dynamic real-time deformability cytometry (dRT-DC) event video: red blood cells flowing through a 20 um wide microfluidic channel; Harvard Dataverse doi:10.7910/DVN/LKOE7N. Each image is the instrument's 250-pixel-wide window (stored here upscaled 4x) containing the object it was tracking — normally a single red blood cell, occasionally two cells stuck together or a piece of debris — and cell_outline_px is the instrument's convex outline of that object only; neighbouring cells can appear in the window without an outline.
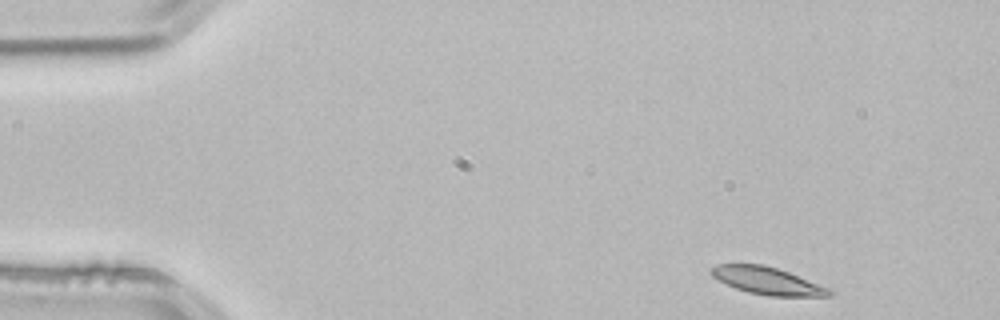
{"species": "common noctule bat (a hibernating species)", "species_latin": "Nyctalus noctula", "temperature_condition": "room temperature", "stored_images_in_passage": 49, "camera_frame_rate_fps": 3000, "um_per_image_px": 0.085, "animal": {"sex": "male", "body_mass_g": 21.5, "forearm_length_mm": 52.0}, "frame": {"image": 1, "passage_image": 1, "time_ms": 0.0, "image_size_px": [1000, 320], "cell_outline_px": [[836, 292], [832, 296], [768, 296], [748, 292], [736, 288], [712, 276], [708, 272], [708, 268], [716, 264], [764, 264], [788, 272], [828, 288]], "centroid_in_image_um": [65.2, 23.86], "position_along_channel_um": 19.8, "area_um2": 18.73}}
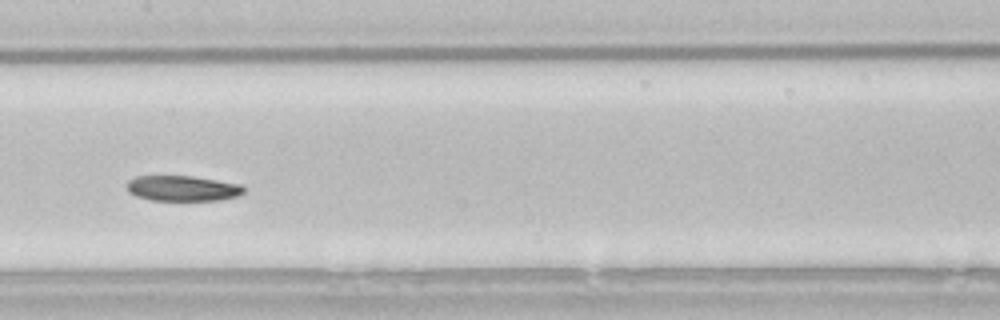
{"frame": {"image": 2, "passage_image": 22, "time_ms": 7.0, "image_size_px": [1000, 320], "cell_outline_px": [[244, 192], [240, 196], [220, 200], [152, 200], [136, 196], [128, 192], [128, 180], [136, 176], [192, 176], [240, 184], [244, 188]], "centroid_in_image_um": [15.53, 16.01], "position_along_channel_um": 191.9, "area_um2": 17.28}}
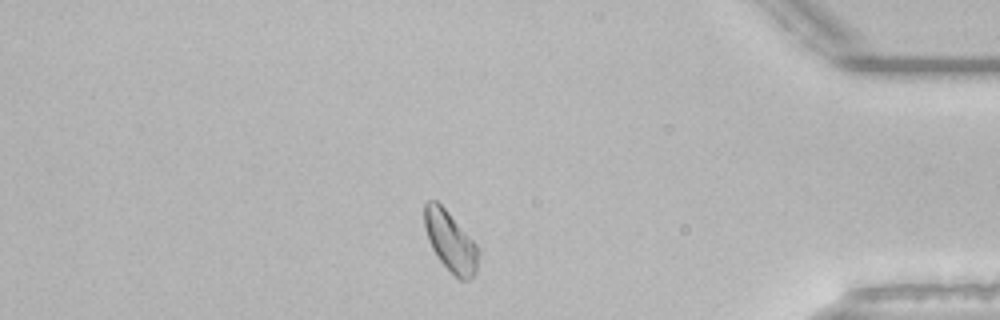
{"frame": {"image": 3, "passage_image": 41, "time_ms": 13.333, "image_size_px": [1000, 320], "cell_outline_px": [[480, 252], [476, 272], [472, 280], [460, 280], [436, 256], [428, 240], [424, 228], [424, 204], [428, 200], [436, 200], [448, 212], [480, 248]], "centroid_in_image_um": [38.3, 20.53], "position_along_channel_um": 396.9, "area_um2": 18.96}, "authors_computed_cell_mechanics": {"area_um2": 18.7272, "velocity_mm_per_s": 3.7862, "shape_relaxation_time_tau1_ms": 5.6843, "shape_relaxation_time_tau2_ms": null, "deformation_change_tau1": 0.1211, "deformation_change_tau2": null}}